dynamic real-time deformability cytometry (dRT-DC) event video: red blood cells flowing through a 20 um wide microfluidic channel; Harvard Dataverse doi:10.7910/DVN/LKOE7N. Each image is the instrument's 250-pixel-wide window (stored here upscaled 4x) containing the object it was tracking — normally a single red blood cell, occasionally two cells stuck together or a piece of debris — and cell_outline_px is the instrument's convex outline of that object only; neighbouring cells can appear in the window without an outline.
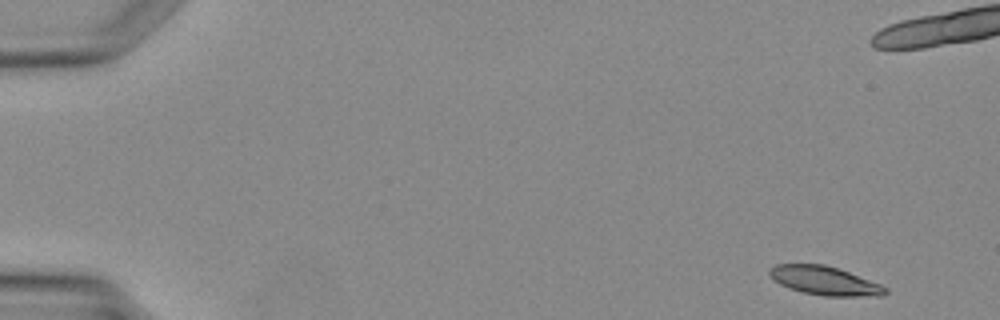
{"species": "Egyptian fruit bat (a non-hibernating species)", "species_latin": "Rousettus aegyptiacus", "temperature_condition": "warm", "stored_images_in_passage": 4, "camera_frame_rate_fps": 3000, "um_per_image_px": 0.085, "animal": {"sex": "female"}, "frame": {"image": 1, "passage_image": 1, "time_ms": 0.0, "image_size_px": [1000, 320], "cell_outline_px": [[888, 292], [884, 296], [824, 296], [804, 292], [788, 288], [780, 284], [768, 272], [768, 268], [776, 264], [824, 264], [848, 272], [880, 284], [888, 288]], "centroid_in_image_um": [70.11, 23.86], "position_along_channel_um": 14.9, "area_um2": 19.25}}